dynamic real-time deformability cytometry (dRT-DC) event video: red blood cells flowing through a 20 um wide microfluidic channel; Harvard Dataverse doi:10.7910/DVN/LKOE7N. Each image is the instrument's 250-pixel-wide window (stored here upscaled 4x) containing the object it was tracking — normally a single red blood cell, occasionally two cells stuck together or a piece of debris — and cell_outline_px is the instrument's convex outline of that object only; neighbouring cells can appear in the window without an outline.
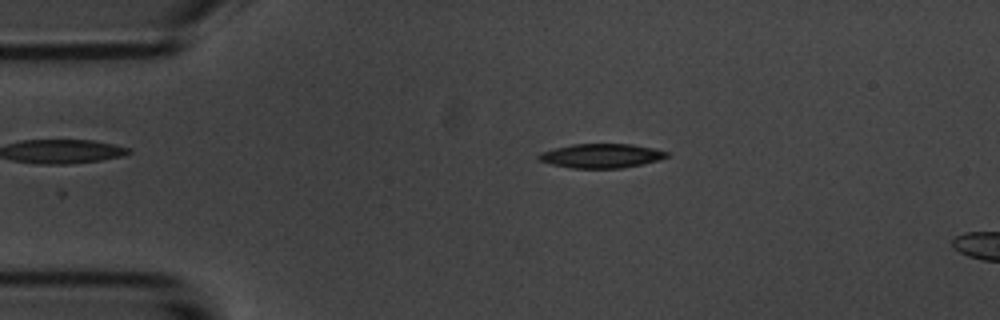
{"species": "common noctule bat (a hibernating species)", "species_latin": "Nyctalus noctula", "temperature_condition": "room temperature", "stored_images_in_passage": 3, "camera_frame_rate_fps": 3000, "um_per_image_px": 0.085, "animal": {"sex": "male", "body_mass_g": 20.1, "forearm_length_mm": 53.5}, "frame": {"image": 1, "passage_image": 3, "time_ms": 2.333, "image_size_px": [1000, 320], "cell_outline_px": [[668, 156], [660, 160], [620, 168], [572, 168], [552, 164], [540, 160], [536, 156], [540, 152], [572, 144], [632, 144], [656, 148], [668, 152]], "centroid_in_image_um": [51.13, 13.23], "position_along_channel_um": 33.9, "area_um2": 17.98}}